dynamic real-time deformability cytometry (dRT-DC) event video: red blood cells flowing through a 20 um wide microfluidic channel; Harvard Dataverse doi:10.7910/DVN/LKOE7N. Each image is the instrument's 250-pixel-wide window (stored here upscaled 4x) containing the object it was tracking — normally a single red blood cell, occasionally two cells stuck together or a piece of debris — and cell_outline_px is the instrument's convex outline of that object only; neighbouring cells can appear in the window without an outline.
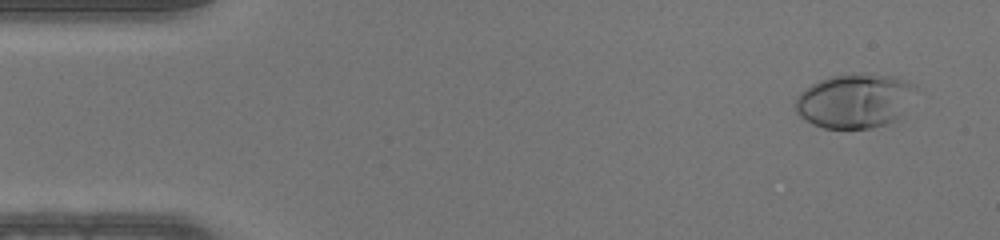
{"species": "human", "species_latin": "Homo sapiens", "temperature_condition": "warm", "stored_images_in_passage": 47, "camera_frame_rate_fps": 3000, "um_per_image_px": 0.085, "donor": {"sex": "male"}, "frame": {"image": 1, "passage_image": 3, "time_ms": 0.667, "image_size_px": [1000, 240], "cell_outline_px": [[916, 88], [896, 120], [888, 124], [872, 128], [824, 128], [812, 124], [800, 116], [796, 112], [796, 96], [800, 92], [812, 84], [820, 80], [832, 76], [860, 72], [896, 76], [916, 84]], "centroid_in_image_um": [72.63, 8.55], "position_along_channel_um": 12.4, "area_um2": 38.03}}
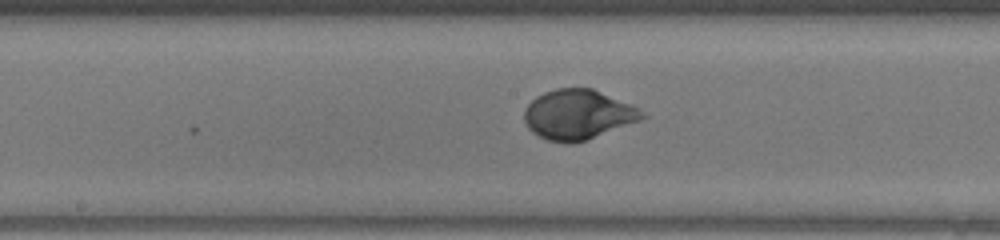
{"frame": {"image": 2, "passage_image": 24, "time_ms": 7.667, "image_size_px": [1000, 240], "cell_outline_px": [[648, 116], [640, 120], [584, 140], [568, 144], [548, 140], [532, 132], [528, 128], [524, 120], [524, 108], [536, 96], [544, 92], [556, 88], [592, 88], [640, 108]], "centroid_in_image_um": [49.11, 9.72], "position_along_channel_um": 199.1, "area_um2": 33.99}}
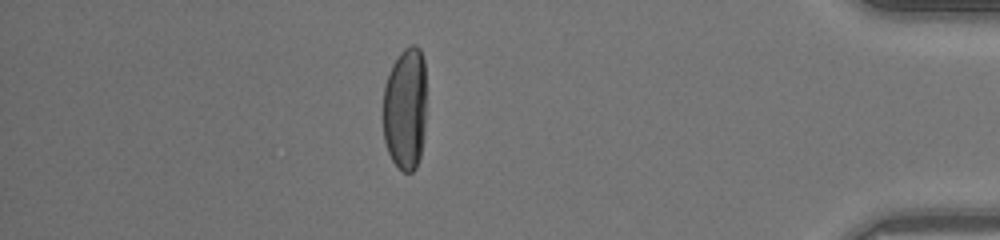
{"frame": {"image": 3, "passage_image": 41, "time_ms": 13.333, "image_size_px": [1000, 240], "cell_outline_px": [[424, 136], [420, 156], [416, 168], [412, 172], [404, 172], [392, 160], [388, 152], [384, 140], [384, 88], [392, 64], [400, 52], [404, 48], [412, 44], [416, 44], [420, 48], [424, 60]], "centroid_in_image_um": [34.44, 9.23], "position_along_channel_um": 400.8, "area_um2": 30.87}}